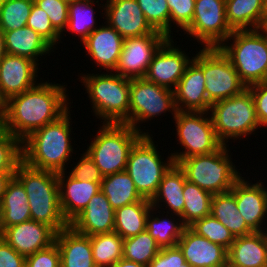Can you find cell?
Listing matches in <instances>:
<instances>
[{
  "label": "cell",
  "mask_w": 267,
  "mask_h": 267,
  "mask_svg": "<svg viewBox=\"0 0 267 267\" xmlns=\"http://www.w3.org/2000/svg\"><path fill=\"white\" fill-rule=\"evenodd\" d=\"M65 85L38 83L6 101L5 128L20 142L69 110Z\"/></svg>",
  "instance_id": "6da1fadb"
},
{
  "label": "cell",
  "mask_w": 267,
  "mask_h": 267,
  "mask_svg": "<svg viewBox=\"0 0 267 267\" xmlns=\"http://www.w3.org/2000/svg\"><path fill=\"white\" fill-rule=\"evenodd\" d=\"M70 110L56 121L31 133L21 142L22 161L27 165L56 173L66 170L71 145Z\"/></svg>",
  "instance_id": "7a4b0ae2"
},
{
  "label": "cell",
  "mask_w": 267,
  "mask_h": 267,
  "mask_svg": "<svg viewBox=\"0 0 267 267\" xmlns=\"http://www.w3.org/2000/svg\"><path fill=\"white\" fill-rule=\"evenodd\" d=\"M14 176L27 193L31 220L50 226L56 233L69 226L60 207L58 173L31 167L21 160Z\"/></svg>",
  "instance_id": "3957f363"
},
{
  "label": "cell",
  "mask_w": 267,
  "mask_h": 267,
  "mask_svg": "<svg viewBox=\"0 0 267 267\" xmlns=\"http://www.w3.org/2000/svg\"><path fill=\"white\" fill-rule=\"evenodd\" d=\"M82 85L92 102L94 115L103 123L129 125L130 79L112 73L81 75Z\"/></svg>",
  "instance_id": "277c9868"
},
{
  "label": "cell",
  "mask_w": 267,
  "mask_h": 267,
  "mask_svg": "<svg viewBox=\"0 0 267 267\" xmlns=\"http://www.w3.org/2000/svg\"><path fill=\"white\" fill-rule=\"evenodd\" d=\"M218 48L247 87L267 81V35L262 29L234 30Z\"/></svg>",
  "instance_id": "5b68a950"
},
{
  "label": "cell",
  "mask_w": 267,
  "mask_h": 267,
  "mask_svg": "<svg viewBox=\"0 0 267 267\" xmlns=\"http://www.w3.org/2000/svg\"><path fill=\"white\" fill-rule=\"evenodd\" d=\"M102 124L86 152L105 177L126 169L129 152L143 134L125 123Z\"/></svg>",
  "instance_id": "8992f818"
},
{
  "label": "cell",
  "mask_w": 267,
  "mask_h": 267,
  "mask_svg": "<svg viewBox=\"0 0 267 267\" xmlns=\"http://www.w3.org/2000/svg\"><path fill=\"white\" fill-rule=\"evenodd\" d=\"M227 146L222 145L210 154L182 159L178 165L186 179L213 195L230 191L241 173L228 155Z\"/></svg>",
  "instance_id": "52a82bcc"
},
{
  "label": "cell",
  "mask_w": 267,
  "mask_h": 267,
  "mask_svg": "<svg viewBox=\"0 0 267 267\" xmlns=\"http://www.w3.org/2000/svg\"><path fill=\"white\" fill-rule=\"evenodd\" d=\"M209 113L216 136L223 145L232 138L241 140L242 136L255 134L253 132L261 127L248 88L233 97L212 103Z\"/></svg>",
  "instance_id": "ba28073f"
},
{
  "label": "cell",
  "mask_w": 267,
  "mask_h": 267,
  "mask_svg": "<svg viewBox=\"0 0 267 267\" xmlns=\"http://www.w3.org/2000/svg\"><path fill=\"white\" fill-rule=\"evenodd\" d=\"M157 146L150 134L142 135L132 146L125 169L139 194L148 200L156 194L163 175L174 164L171 154L167 161L161 158Z\"/></svg>",
  "instance_id": "9c48e42d"
},
{
  "label": "cell",
  "mask_w": 267,
  "mask_h": 267,
  "mask_svg": "<svg viewBox=\"0 0 267 267\" xmlns=\"http://www.w3.org/2000/svg\"><path fill=\"white\" fill-rule=\"evenodd\" d=\"M173 119L177 141L184 150L171 153L175 164L184 158L213 153L223 145L216 136L209 112L177 110Z\"/></svg>",
  "instance_id": "30bf717a"
},
{
  "label": "cell",
  "mask_w": 267,
  "mask_h": 267,
  "mask_svg": "<svg viewBox=\"0 0 267 267\" xmlns=\"http://www.w3.org/2000/svg\"><path fill=\"white\" fill-rule=\"evenodd\" d=\"M192 57L202 69L205 78L207 100L214 102L240 94L247 86L229 59L218 47L204 48Z\"/></svg>",
  "instance_id": "8fae6325"
},
{
  "label": "cell",
  "mask_w": 267,
  "mask_h": 267,
  "mask_svg": "<svg viewBox=\"0 0 267 267\" xmlns=\"http://www.w3.org/2000/svg\"><path fill=\"white\" fill-rule=\"evenodd\" d=\"M129 99V125L143 135H149V133L140 129L139 123L149 119L151 121L152 118L161 116L167 111H170L173 116L177 112L174 91L147 81L145 78L130 79Z\"/></svg>",
  "instance_id": "7c38bea8"
},
{
  "label": "cell",
  "mask_w": 267,
  "mask_h": 267,
  "mask_svg": "<svg viewBox=\"0 0 267 267\" xmlns=\"http://www.w3.org/2000/svg\"><path fill=\"white\" fill-rule=\"evenodd\" d=\"M184 32L204 48L219 47L233 33L226 20L225 0H195L192 22Z\"/></svg>",
  "instance_id": "4fadbf2b"
},
{
  "label": "cell",
  "mask_w": 267,
  "mask_h": 267,
  "mask_svg": "<svg viewBox=\"0 0 267 267\" xmlns=\"http://www.w3.org/2000/svg\"><path fill=\"white\" fill-rule=\"evenodd\" d=\"M168 37L158 31L140 37L124 38L118 64L113 71L128 79L144 78L154 54Z\"/></svg>",
  "instance_id": "5bb4252c"
},
{
  "label": "cell",
  "mask_w": 267,
  "mask_h": 267,
  "mask_svg": "<svg viewBox=\"0 0 267 267\" xmlns=\"http://www.w3.org/2000/svg\"><path fill=\"white\" fill-rule=\"evenodd\" d=\"M172 38H168L154 54L144 78L174 91L192 58L176 47Z\"/></svg>",
  "instance_id": "9a60e30c"
},
{
  "label": "cell",
  "mask_w": 267,
  "mask_h": 267,
  "mask_svg": "<svg viewBox=\"0 0 267 267\" xmlns=\"http://www.w3.org/2000/svg\"><path fill=\"white\" fill-rule=\"evenodd\" d=\"M263 184L260 180L249 183L241 176L230 190L235 196L238 212L253 232H265L262 225L267 218V188Z\"/></svg>",
  "instance_id": "2e32d148"
},
{
  "label": "cell",
  "mask_w": 267,
  "mask_h": 267,
  "mask_svg": "<svg viewBox=\"0 0 267 267\" xmlns=\"http://www.w3.org/2000/svg\"><path fill=\"white\" fill-rule=\"evenodd\" d=\"M103 6L104 19L123 38L140 37L155 31L136 0H106Z\"/></svg>",
  "instance_id": "e0dca14e"
},
{
  "label": "cell",
  "mask_w": 267,
  "mask_h": 267,
  "mask_svg": "<svg viewBox=\"0 0 267 267\" xmlns=\"http://www.w3.org/2000/svg\"><path fill=\"white\" fill-rule=\"evenodd\" d=\"M38 64L30 58L6 54L0 62V92L7 101L34 87Z\"/></svg>",
  "instance_id": "ac0fdd59"
},
{
  "label": "cell",
  "mask_w": 267,
  "mask_h": 267,
  "mask_svg": "<svg viewBox=\"0 0 267 267\" xmlns=\"http://www.w3.org/2000/svg\"><path fill=\"white\" fill-rule=\"evenodd\" d=\"M56 232L48 225L28 220L6 227L3 239L20 255L27 257L55 242Z\"/></svg>",
  "instance_id": "d6986e66"
},
{
  "label": "cell",
  "mask_w": 267,
  "mask_h": 267,
  "mask_svg": "<svg viewBox=\"0 0 267 267\" xmlns=\"http://www.w3.org/2000/svg\"><path fill=\"white\" fill-rule=\"evenodd\" d=\"M177 246L192 267H224L227 263L226 248L196 234L189 227L184 229Z\"/></svg>",
  "instance_id": "ffe728a7"
},
{
  "label": "cell",
  "mask_w": 267,
  "mask_h": 267,
  "mask_svg": "<svg viewBox=\"0 0 267 267\" xmlns=\"http://www.w3.org/2000/svg\"><path fill=\"white\" fill-rule=\"evenodd\" d=\"M104 23L106 26L100 25L82 43L97 67L113 72L122 52L124 38L107 22Z\"/></svg>",
  "instance_id": "44dd1931"
},
{
  "label": "cell",
  "mask_w": 267,
  "mask_h": 267,
  "mask_svg": "<svg viewBox=\"0 0 267 267\" xmlns=\"http://www.w3.org/2000/svg\"><path fill=\"white\" fill-rule=\"evenodd\" d=\"M205 82L202 69L191 60L174 90L176 109L209 112L211 103L207 100Z\"/></svg>",
  "instance_id": "7402d4cb"
},
{
  "label": "cell",
  "mask_w": 267,
  "mask_h": 267,
  "mask_svg": "<svg viewBox=\"0 0 267 267\" xmlns=\"http://www.w3.org/2000/svg\"><path fill=\"white\" fill-rule=\"evenodd\" d=\"M65 172L58 173L59 197L62 214L70 223L87 207L90 199L101 190V183L77 180L70 174L65 176Z\"/></svg>",
  "instance_id": "603a6c76"
},
{
  "label": "cell",
  "mask_w": 267,
  "mask_h": 267,
  "mask_svg": "<svg viewBox=\"0 0 267 267\" xmlns=\"http://www.w3.org/2000/svg\"><path fill=\"white\" fill-rule=\"evenodd\" d=\"M114 214L115 210L100 190L69 225L75 231L88 236L109 233L114 231Z\"/></svg>",
  "instance_id": "cb8c5ba5"
},
{
  "label": "cell",
  "mask_w": 267,
  "mask_h": 267,
  "mask_svg": "<svg viewBox=\"0 0 267 267\" xmlns=\"http://www.w3.org/2000/svg\"><path fill=\"white\" fill-rule=\"evenodd\" d=\"M61 267H97L90 244V236L75 231L70 225L56 233Z\"/></svg>",
  "instance_id": "d4e9b609"
},
{
  "label": "cell",
  "mask_w": 267,
  "mask_h": 267,
  "mask_svg": "<svg viewBox=\"0 0 267 267\" xmlns=\"http://www.w3.org/2000/svg\"><path fill=\"white\" fill-rule=\"evenodd\" d=\"M227 261L238 267H267V229L235 237Z\"/></svg>",
  "instance_id": "484cf974"
},
{
  "label": "cell",
  "mask_w": 267,
  "mask_h": 267,
  "mask_svg": "<svg viewBox=\"0 0 267 267\" xmlns=\"http://www.w3.org/2000/svg\"><path fill=\"white\" fill-rule=\"evenodd\" d=\"M186 176L178 164H173L163 175L156 194L150 200L152 207L161 209L164 205L168 213L181 216L184 209L183 190ZM164 204H161V203ZM161 205V206H160Z\"/></svg>",
  "instance_id": "4316f807"
},
{
  "label": "cell",
  "mask_w": 267,
  "mask_h": 267,
  "mask_svg": "<svg viewBox=\"0 0 267 267\" xmlns=\"http://www.w3.org/2000/svg\"><path fill=\"white\" fill-rule=\"evenodd\" d=\"M225 7L226 20L233 31L263 27L266 0H225Z\"/></svg>",
  "instance_id": "83f0119b"
},
{
  "label": "cell",
  "mask_w": 267,
  "mask_h": 267,
  "mask_svg": "<svg viewBox=\"0 0 267 267\" xmlns=\"http://www.w3.org/2000/svg\"><path fill=\"white\" fill-rule=\"evenodd\" d=\"M3 33L6 54L27 57L39 65L38 57L53 51V47L30 27Z\"/></svg>",
  "instance_id": "f1b7e54d"
},
{
  "label": "cell",
  "mask_w": 267,
  "mask_h": 267,
  "mask_svg": "<svg viewBox=\"0 0 267 267\" xmlns=\"http://www.w3.org/2000/svg\"><path fill=\"white\" fill-rule=\"evenodd\" d=\"M0 214L3 230L31 220L27 193L15 176L7 184L0 203Z\"/></svg>",
  "instance_id": "f546056e"
},
{
  "label": "cell",
  "mask_w": 267,
  "mask_h": 267,
  "mask_svg": "<svg viewBox=\"0 0 267 267\" xmlns=\"http://www.w3.org/2000/svg\"><path fill=\"white\" fill-rule=\"evenodd\" d=\"M211 215L220 221L234 237L253 233L238 212L236 199L231 191L214 194L211 201Z\"/></svg>",
  "instance_id": "4dcf8cb0"
},
{
  "label": "cell",
  "mask_w": 267,
  "mask_h": 267,
  "mask_svg": "<svg viewBox=\"0 0 267 267\" xmlns=\"http://www.w3.org/2000/svg\"><path fill=\"white\" fill-rule=\"evenodd\" d=\"M152 209L150 200H140L115 209L114 231L123 239L146 230V218Z\"/></svg>",
  "instance_id": "1f68e13d"
},
{
  "label": "cell",
  "mask_w": 267,
  "mask_h": 267,
  "mask_svg": "<svg viewBox=\"0 0 267 267\" xmlns=\"http://www.w3.org/2000/svg\"><path fill=\"white\" fill-rule=\"evenodd\" d=\"M101 191L114 210L140 200H148L139 194L133 180L125 170L103 177Z\"/></svg>",
  "instance_id": "d6a6232c"
},
{
  "label": "cell",
  "mask_w": 267,
  "mask_h": 267,
  "mask_svg": "<svg viewBox=\"0 0 267 267\" xmlns=\"http://www.w3.org/2000/svg\"><path fill=\"white\" fill-rule=\"evenodd\" d=\"M156 210L158 209L152 207L150 213L148 214L146 218L147 232L155 239L156 244L160 248H168V247L177 246V243L179 239L181 238L184 229L187 226L183 223L179 215L172 214V213L170 214L164 211L163 213H167V214L165 218H163L162 216H160L159 211H157V213H159V216L155 215ZM153 213L155 216L153 215ZM168 214L171 215L169 218L167 217ZM172 216L175 218H173Z\"/></svg>",
  "instance_id": "836d02e7"
},
{
  "label": "cell",
  "mask_w": 267,
  "mask_h": 267,
  "mask_svg": "<svg viewBox=\"0 0 267 267\" xmlns=\"http://www.w3.org/2000/svg\"><path fill=\"white\" fill-rule=\"evenodd\" d=\"M213 194L201 189L194 183L185 180L183 198L184 209L180 216L183 223L188 227L194 221L211 215V201Z\"/></svg>",
  "instance_id": "e575fe53"
},
{
  "label": "cell",
  "mask_w": 267,
  "mask_h": 267,
  "mask_svg": "<svg viewBox=\"0 0 267 267\" xmlns=\"http://www.w3.org/2000/svg\"><path fill=\"white\" fill-rule=\"evenodd\" d=\"M90 244L97 267H111L123 258V238L115 231L90 236Z\"/></svg>",
  "instance_id": "d590c367"
},
{
  "label": "cell",
  "mask_w": 267,
  "mask_h": 267,
  "mask_svg": "<svg viewBox=\"0 0 267 267\" xmlns=\"http://www.w3.org/2000/svg\"><path fill=\"white\" fill-rule=\"evenodd\" d=\"M99 0H71L69 1V17L66 31L78 34L80 41L83 42L96 27L93 6Z\"/></svg>",
  "instance_id": "8d00e7d4"
},
{
  "label": "cell",
  "mask_w": 267,
  "mask_h": 267,
  "mask_svg": "<svg viewBox=\"0 0 267 267\" xmlns=\"http://www.w3.org/2000/svg\"><path fill=\"white\" fill-rule=\"evenodd\" d=\"M159 250L160 247L147 230L136 236L123 239V258L144 266L149 265Z\"/></svg>",
  "instance_id": "74e56055"
},
{
  "label": "cell",
  "mask_w": 267,
  "mask_h": 267,
  "mask_svg": "<svg viewBox=\"0 0 267 267\" xmlns=\"http://www.w3.org/2000/svg\"><path fill=\"white\" fill-rule=\"evenodd\" d=\"M33 3L34 0H4L0 10V29L7 32L25 27Z\"/></svg>",
  "instance_id": "f35d334b"
},
{
  "label": "cell",
  "mask_w": 267,
  "mask_h": 267,
  "mask_svg": "<svg viewBox=\"0 0 267 267\" xmlns=\"http://www.w3.org/2000/svg\"><path fill=\"white\" fill-rule=\"evenodd\" d=\"M196 234L207 238L209 241L230 248L235 240L234 235L220 221L212 215L194 221L188 226Z\"/></svg>",
  "instance_id": "ab89813d"
},
{
  "label": "cell",
  "mask_w": 267,
  "mask_h": 267,
  "mask_svg": "<svg viewBox=\"0 0 267 267\" xmlns=\"http://www.w3.org/2000/svg\"><path fill=\"white\" fill-rule=\"evenodd\" d=\"M150 26L170 38V9L166 0H136Z\"/></svg>",
  "instance_id": "60d3db41"
},
{
  "label": "cell",
  "mask_w": 267,
  "mask_h": 267,
  "mask_svg": "<svg viewBox=\"0 0 267 267\" xmlns=\"http://www.w3.org/2000/svg\"><path fill=\"white\" fill-rule=\"evenodd\" d=\"M21 160V142L6 131L0 137V172H15Z\"/></svg>",
  "instance_id": "b9f144b4"
},
{
  "label": "cell",
  "mask_w": 267,
  "mask_h": 267,
  "mask_svg": "<svg viewBox=\"0 0 267 267\" xmlns=\"http://www.w3.org/2000/svg\"><path fill=\"white\" fill-rule=\"evenodd\" d=\"M34 4L49 16L53 28L62 36L69 17L68 0H34Z\"/></svg>",
  "instance_id": "7bdbcfd3"
},
{
  "label": "cell",
  "mask_w": 267,
  "mask_h": 267,
  "mask_svg": "<svg viewBox=\"0 0 267 267\" xmlns=\"http://www.w3.org/2000/svg\"><path fill=\"white\" fill-rule=\"evenodd\" d=\"M26 26L37 32L53 48H55L54 46L57 45L56 43L62 38L53 28L47 13L37 7L34 3Z\"/></svg>",
  "instance_id": "ee69618b"
},
{
  "label": "cell",
  "mask_w": 267,
  "mask_h": 267,
  "mask_svg": "<svg viewBox=\"0 0 267 267\" xmlns=\"http://www.w3.org/2000/svg\"><path fill=\"white\" fill-rule=\"evenodd\" d=\"M170 9V38L172 22L185 31L191 24L195 0H166Z\"/></svg>",
  "instance_id": "f6af8a7d"
},
{
  "label": "cell",
  "mask_w": 267,
  "mask_h": 267,
  "mask_svg": "<svg viewBox=\"0 0 267 267\" xmlns=\"http://www.w3.org/2000/svg\"><path fill=\"white\" fill-rule=\"evenodd\" d=\"M69 174L77 180H87L99 183L103 180V176L98 166L94 163L93 159L87 152L81 154L80 160H78V163L74 166V168L72 167Z\"/></svg>",
  "instance_id": "bcb514c9"
},
{
  "label": "cell",
  "mask_w": 267,
  "mask_h": 267,
  "mask_svg": "<svg viewBox=\"0 0 267 267\" xmlns=\"http://www.w3.org/2000/svg\"><path fill=\"white\" fill-rule=\"evenodd\" d=\"M25 267H61L60 252L56 242L27 256Z\"/></svg>",
  "instance_id": "7dc6e473"
},
{
  "label": "cell",
  "mask_w": 267,
  "mask_h": 267,
  "mask_svg": "<svg viewBox=\"0 0 267 267\" xmlns=\"http://www.w3.org/2000/svg\"><path fill=\"white\" fill-rule=\"evenodd\" d=\"M148 267H192L186 262L178 246L160 248L159 253L149 263Z\"/></svg>",
  "instance_id": "c3c4849f"
},
{
  "label": "cell",
  "mask_w": 267,
  "mask_h": 267,
  "mask_svg": "<svg viewBox=\"0 0 267 267\" xmlns=\"http://www.w3.org/2000/svg\"><path fill=\"white\" fill-rule=\"evenodd\" d=\"M254 99L255 110L260 126L267 127V81L247 87Z\"/></svg>",
  "instance_id": "681fc988"
},
{
  "label": "cell",
  "mask_w": 267,
  "mask_h": 267,
  "mask_svg": "<svg viewBox=\"0 0 267 267\" xmlns=\"http://www.w3.org/2000/svg\"><path fill=\"white\" fill-rule=\"evenodd\" d=\"M26 257L20 255L4 239L0 240V267H25Z\"/></svg>",
  "instance_id": "f907efd6"
},
{
  "label": "cell",
  "mask_w": 267,
  "mask_h": 267,
  "mask_svg": "<svg viewBox=\"0 0 267 267\" xmlns=\"http://www.w3.org/2000/svg\"><path fill=\"white\" fill-rule=\"evenodd\" d=\"M15 172H0V203L5 193L8 182L12 179Z\"/></svg>",
  "instance_id": "816d5d0a"
},
{
  "label": "cell",
  "mask_w": 267,
  "mask_h": 267,
  "mask_svg": "<svg viewBox=\"0 0 267 267\" xmlns=\"http://www.w3.org/2000/svg\"><path fill=\"white\" fill-rule=\"evenodd\" d=\"M111 267H148V266H144L142 264H139V263L129 261V260L122 258Z\"/></svg>",
  "instance_id": "f5cc1de1"
},
{
  "label": "cell",
  "mask_w": 267,
  "mask_h": 267,
  "mask_svg": "<svg viewBox=\"0 0 267 267\" xmlns=\"http://www.w3.org/2000/svg\"><path fill=\"white\" fill-rule=\"evenodd\" d=\"M5 55H6V50H5L4 33L0 29V62L2 61Z\"/></svg>",
  "instance_id": "db71d44e"
},
{
  "label": "cell",
  "mask_w": 267,
  "mask_h": 267,
  "mask_svg": "<svg viewBox=\"0 0 267 267\" xmlns=\"http://www.w3.org/2000/svg\"><path fill=\"white\" fill-rule=\"evenodd\" d=\"M6 132L5 112H0V137Z\"/></svg>",
  "instance_id": "11a10c76"
},
{
  "label": "cell",
  "mask_w": 267,
  "mask_h": 267,
  "mask_svg": "<svg viewBox=\"0 0 267 267\" xmlns=\"http://www.w3.org/2000/svg\"><path fill=\"white\" fill-rule=\"evenodd\" d=\"M5 110H6V100L0 92V112H5Z\"/></svg>",
  "instance_id": "9f6ffc18"
},
{
  "label": "cell",
  "mask_w": 267,
  "mask_h": 267,
  "mask_svg": "<svg viewBox=\"0 0 267 267\" xmlns=\"http://www.w3.org/2000/svg\"><path fill=\"white\" fill-rule=\"evenodd\" d=\"M267 35V16H265V21H264V24H263V27L261 28Z\"/></svg>",
  "instance_id": "6f0895ef"
},
{
  "label": "cell",
  "mask_w": 267,
  "mask_h": 267,
  "mask_svg": "<svg viewBox=\"0 0 267 267\" xmlns=\"http://www.w3.org/2000/svg\"><path fill=\"white\" fill-rule=\"evenodd\" d=\"M3 239V227L1 223V214H0V240Z\"/></svg>",
  "instance_id": "680465c9"
},
{
  "label": "cell",
  "mask_w": 267,
  "mask_h": 267,
  "mask_svg": "<svg viewBox=\"0 0 267 267\" xmlns=\"http://www.w3.org/2000/svg\"><path fill=\"white\" fill-rule=\"evenodd\" d=\"M224 267H238V266H235V265H233V264H231V263H229V262L227 261V263L225 264Z\"/></svg>",
  "instance_id": "91938a15"
},
{
  "label": "cell",
  "mask_w": 267,
  "mask_h": 267,
  "mask_svg": "<svg viewBox=\"0 0 267 267\" xmlns=\"http://www.w3.org/2000/svg\"><path fill=\"white\" fill-rule=\"evenodd\" d=\"M3 2H4V0H0V10L2 8Z\"/></svg>",
  "instance_id": "94428289"
},
{
  "label": "cell",
  "mask_w": 267,
  "mask_h": 267,
  "mask_svg": "<svg viewBox=\"0 0 267 267\" xmlns=\"http://www.w3.org/2000/svg\"><path fill=\"white\" fill-rule=\"evenodd\" d=\"M265 16H267V0H266V12H265Z\"/></svg>",
  "instance_id": "6125c7cd"
}]
</instances>
